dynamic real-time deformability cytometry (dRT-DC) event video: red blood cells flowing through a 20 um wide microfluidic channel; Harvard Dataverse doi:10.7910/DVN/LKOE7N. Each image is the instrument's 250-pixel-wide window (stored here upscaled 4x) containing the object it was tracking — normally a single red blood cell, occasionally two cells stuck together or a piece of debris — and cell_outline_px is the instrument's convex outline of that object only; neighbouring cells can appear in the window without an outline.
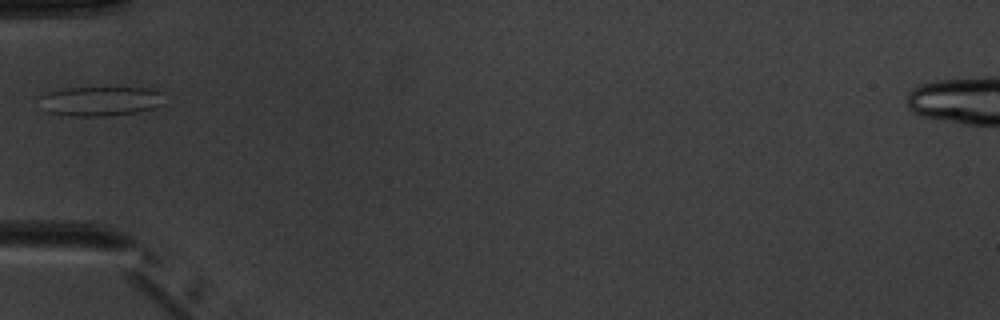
{"species": "common noctule bat (a hibernating species)", "species_latin": "Nyctalus noctula", "temperature_condition": "warm", "stored_images_in_passage": 5, "camera_frame_rate_fps": 3000, "um_per_image_px": 0.085, "animal": {"sex": "male", "body_mass_g": 20.1, "forearm_length_mm": 53.5}, "frame": {"image": 1, "passage_image": 4, "time_ms": 3.667, "image_size_px": [1000, 320], "cell_outline_px": [[164, 104], [156, 108], [136, 112], [104, 116], [76, 116], [48, 112], [40, 96], [48, 92], [68, 88], [152, 88], [164, 92]], "centroid_in_image_um": [8.67, 8.59], "position_along_channel_um": 76.3, "area_um2": 21.27}}
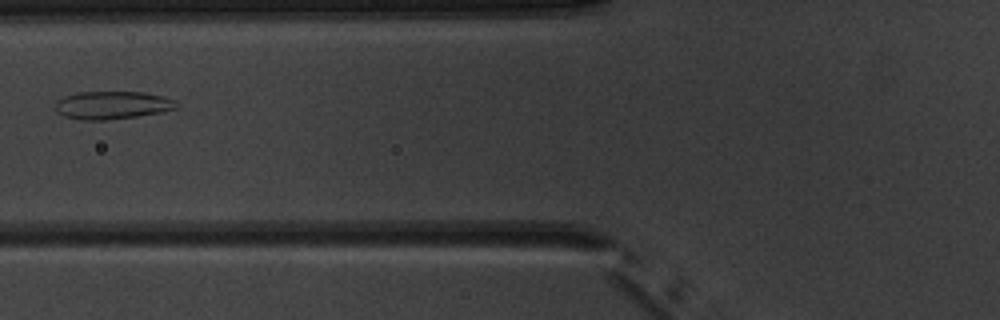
{"frame": {"image": 2, "passage_image": 5, "time_ms": 4.667, "image_size_px": [1000, 320], "cell_outline_px": [[176, 108], [160, 112], [136, 116], [108, 120], [80, 120], [64, 116], [56, 112], [56, 100], [64, 96], [80, 92], [144, 92], [164, 96], [176, 100]], "centroid_in_image_um": [9.52, 8.93], "position_along_channel_um": 116.3, "area_um2": 19.71}}